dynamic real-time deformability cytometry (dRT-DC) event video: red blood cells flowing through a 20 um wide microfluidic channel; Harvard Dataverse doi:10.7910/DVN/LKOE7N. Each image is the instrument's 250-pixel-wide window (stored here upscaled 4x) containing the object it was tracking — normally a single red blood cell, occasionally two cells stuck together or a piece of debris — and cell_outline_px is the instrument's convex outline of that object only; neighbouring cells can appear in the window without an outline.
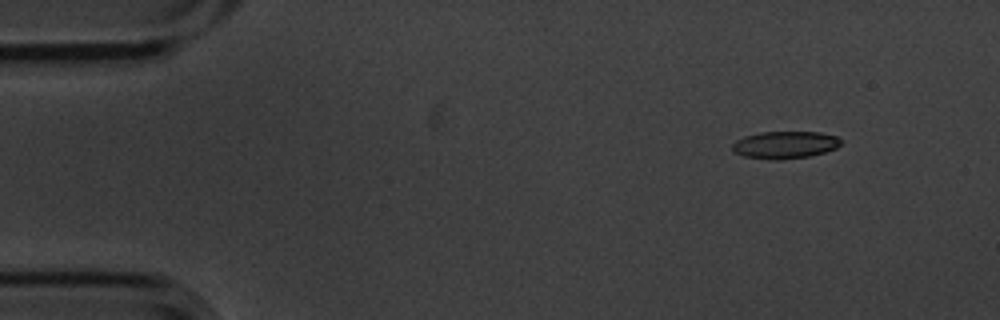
{"species": "common noctule bat (a hibernating species)", "species_latin": "Nyctalus noctula", "temperature_condition": "cold", "stored_images_in_passage": 3, "camera_frame_rate_fps": 3000, "um_per_image_px": 0.085, "animal": {"sex": "male", "body_mass_g": 20.1, "forearm_length_mm": 53.5}, "frame": {"image": 1, "passage_image": 1, "time_ms": 0.0, "image_size_px": [1000, 320], "cell_outline_px": [[844, 140], [836, 148], [824, 152], [808, 156], [776, 160], [772, 160], [744, 156], [736, 152], [732, 148], [732, 144], [736, 140], [744, 136], [760, 132], [820, 132], [836, 136]], "centroid_in_image_um": [66.73, 12.3], "position_along_channel_um": 18.3, "area_um2": 17.22}}
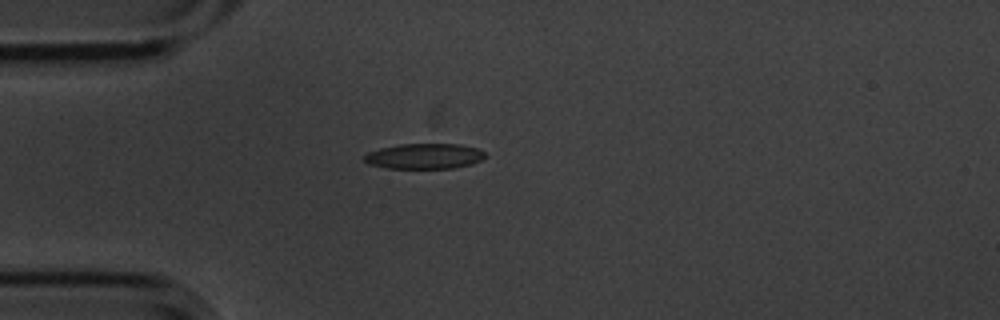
{"frame": {"image": 2, "passage_image": 3, "time_ms": 0.667, "image_size_px": [1000, 320], "cell_outline_px": [[484, 156], [480, 160], [472, 164], [452, 168], [384, 168], [368, 164], [364, 160], [364, 156], [368, 152], [380, 148], [400, 144], [460, 144], [476, 148], [484, 152]], "centroid_in_image_um": [36.03, 13.27], "position_along_channel_um": 49.0, "area_um2": 17.8}}